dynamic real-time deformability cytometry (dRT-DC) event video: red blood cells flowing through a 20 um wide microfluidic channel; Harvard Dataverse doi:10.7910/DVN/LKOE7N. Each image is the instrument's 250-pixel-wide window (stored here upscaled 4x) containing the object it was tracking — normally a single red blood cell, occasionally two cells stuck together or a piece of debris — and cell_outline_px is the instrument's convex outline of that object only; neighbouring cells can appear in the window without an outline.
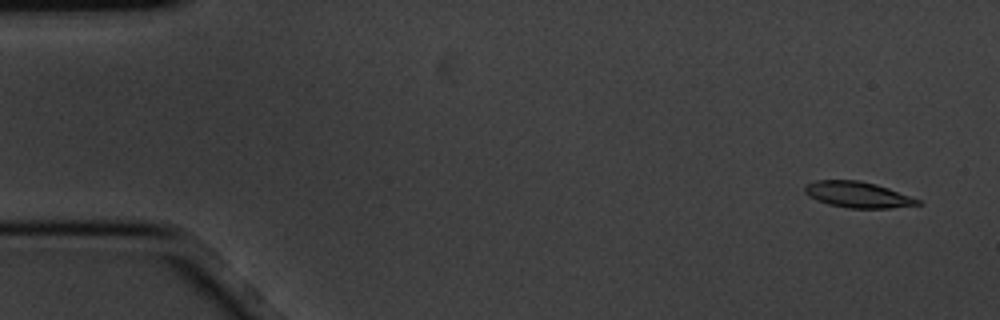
{"species": "common noctule bat (a hibernating species)", "species_latin": "Nyctalus noctula", "temperature_condition": "cold", "stored_images_in_passage": 7, "camera_frame_rate_fps": 3000, "um_per_image_px": 0.085, "animal": {"sex": "male", "body_mass_g": 20.1, "forearm_length_mm": 53.5}, "frame": {"image": 1, "passage_image": 1, "time_ms": 0.0, "image_size_px": [1000, 320], "cell_outline_px": [[924, 204], [892, 208], [848, 208], [828, 204], [816, 200], [804, 192], [804, 184], [816, 180], [860, 180], [876, 184], [888, 188], [920, 200]], "centroid_in_image_um": [72.89, 16.54], "position_along_channel_um": 12.1, "area_um2": 17.17}}
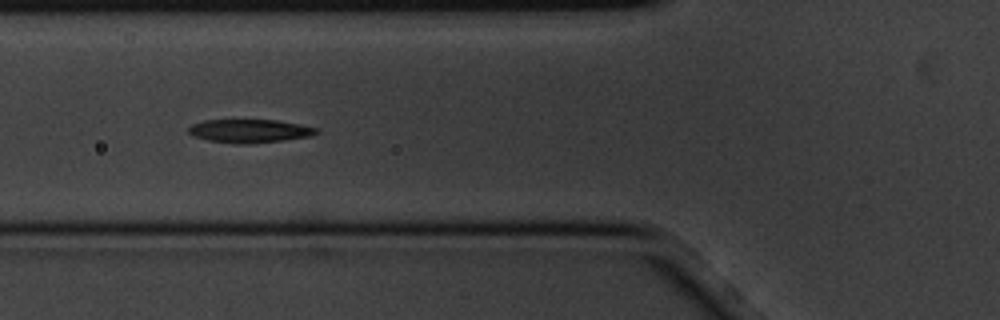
{"frame": {"image": 2, "passage_image": 6, "time_ms": 1.667, "image_size_px": [1000, 320], "cell_outline_px": [[320, 132], [308, 136], [284, 140], [244, 144], [236, 144], [208, 140], [192, 136], [188, 132], [188, 128], [192, 124], [204, 120], [276, 120], [300, 124], [320, 128]], "centroid_in_image_um": [21.21, 11.13], "position_along_channel_um": 104.6, "area_um2": 17.46}}
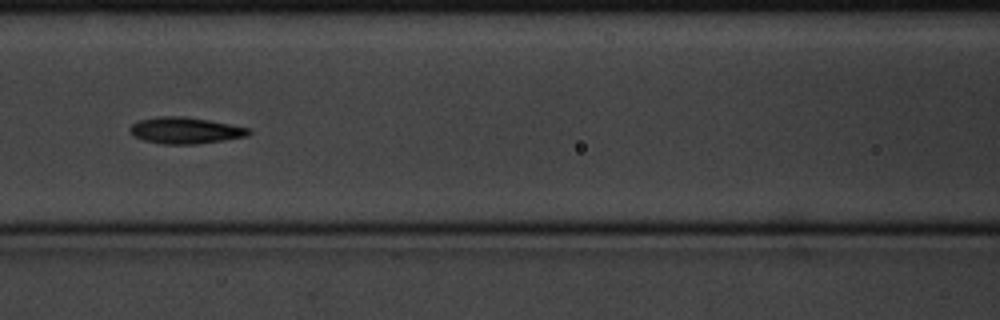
{"frame": {"image": 3, "passage_image": 7, "time_ms": 2.0, "image_size_px": [1000, 320], "cell_outline_px": [[252, 132], [248, 136], [224, 140], [196, 144], [160, 144], [144, 140], [132, 136], [128, 128], [136, 120], [156, 116], [184, 116], [208, 120], [252, 128]], "centroid_in_image_um": [15.73, 11.08], "position_along_channel_um": 150.9, "area_um2": 18.61}}